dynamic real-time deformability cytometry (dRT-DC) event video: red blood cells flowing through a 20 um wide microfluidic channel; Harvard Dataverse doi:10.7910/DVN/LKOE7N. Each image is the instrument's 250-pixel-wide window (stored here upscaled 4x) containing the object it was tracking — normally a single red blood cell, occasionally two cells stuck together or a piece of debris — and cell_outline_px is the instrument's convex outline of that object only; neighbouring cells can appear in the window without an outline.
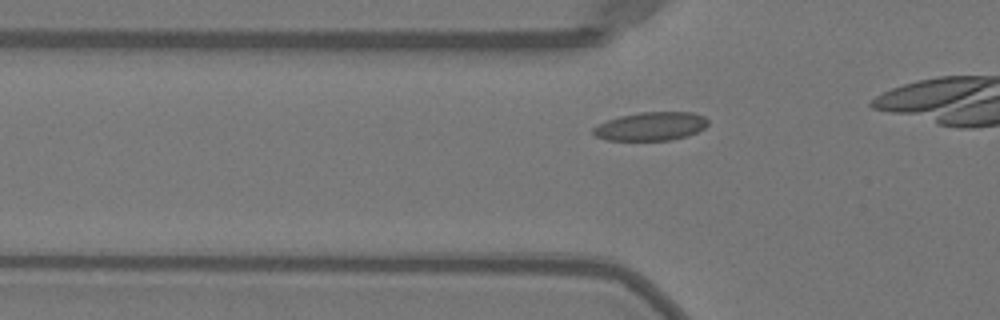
{"species": "Egyptian fruit bat (a non-hibernating species)", "species_latin": "Rousettus aegyptiacus", "temperature_condition": "warm", "stored_images_in_passage": 17, "camera_frame_rate_fps": 3000, "um_per_image_px": 0.085, "animal": {"sex": "female"}, "frame": {"image": 1, "passage_image": 12, "time_ms": 3.667, "image_size_px": [1000, 320], "cell_outline_px": [[708, 124], [704, 128], [688, 136], [668, 140], [608, 140], [596, 136], [592, 132], [592, 128], [608, 120], [620, 116], [640, 112], [692, 112], [704, 116], [708, 120]], "centroid_in_image_um": [55.34, 10.73], "position_along_channel_um": 70.5, "area_um2": 18.96}}